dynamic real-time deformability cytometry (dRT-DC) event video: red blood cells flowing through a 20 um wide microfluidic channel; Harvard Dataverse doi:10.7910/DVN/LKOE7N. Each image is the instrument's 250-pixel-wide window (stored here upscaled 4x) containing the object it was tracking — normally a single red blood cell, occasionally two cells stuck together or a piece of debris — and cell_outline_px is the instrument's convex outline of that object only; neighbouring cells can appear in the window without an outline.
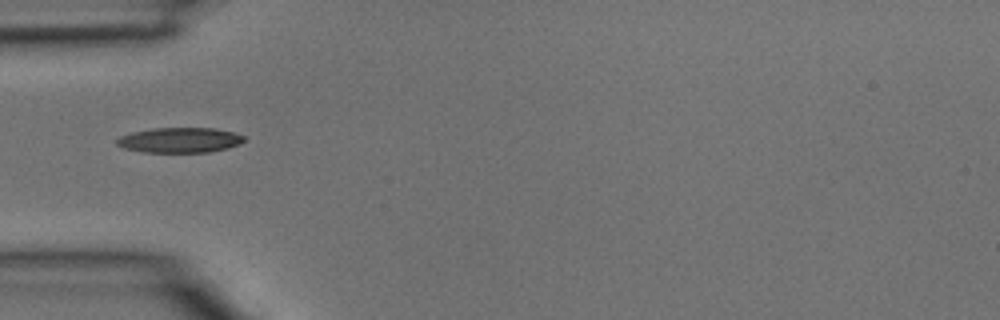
{"species": "common noctule bat (a hibernating species)", "species_latin": "Nyctalus noctula", "temperature_condition": "room temperature", "stored_images_in_passage": 4, "camera_frame_rate_fps": 3000, "um_per_image_px": 0.085, "animal": {"sex": "male", "body_mass_g": 15.6}, "frame": {"image": 1, "passage_image": 3, "time_ms": 0.667, "image_size_px": [1000, 320], "cell_outline_px": [[244, 140], [240, 144], [228, 148], [208, 152], [144, 152], [124, 148], [116, 144], [116, 140], [120, 136], [132, 132], [152, 128], [216, 128], [232, 132], [244, 136]], "centroid_in_image_um": [15.27, 11.9], "position_along_channel_um": 69.7, "area_um2": 18.61}}